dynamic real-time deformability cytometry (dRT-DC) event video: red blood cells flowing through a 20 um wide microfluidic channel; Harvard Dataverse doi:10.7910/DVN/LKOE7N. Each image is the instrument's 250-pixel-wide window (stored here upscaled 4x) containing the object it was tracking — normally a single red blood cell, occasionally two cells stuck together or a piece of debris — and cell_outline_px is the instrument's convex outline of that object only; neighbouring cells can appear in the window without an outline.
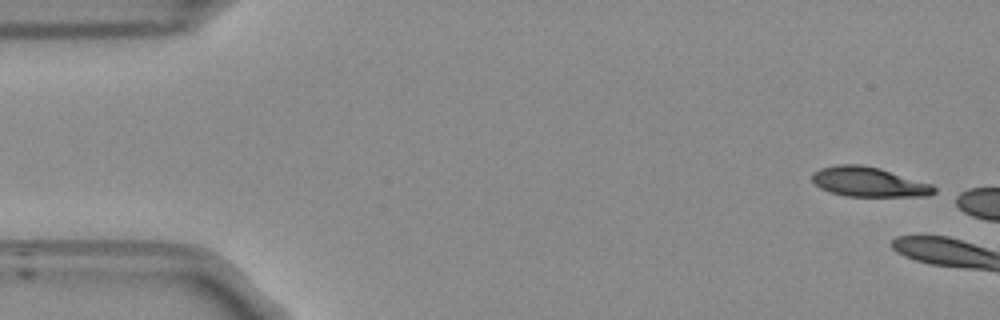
{"species": "Egyptian fruit bat (a non-hibernating species)", "species_latin": "Rousettus aegyptiacus", "temperature_condition": "room temperature", "stored_images_in_passage": 10, "camera_frame_rate_fps": 3000, "um_per_image_px": 0.085, "frame": {"image": 1, "passage_image": 1, "time_ms": 0.0, "image_size_px": [1000, 320], "cell_outline_px": [[936, 192], [928, 196], [848, 196], [828, 192], [820, 188], [812, 180], [812, 172], [820, 168], [836, 164], [860, 164], [880, 168], [932, 184], [936, 188]], "centroid_in_image_um": [73.83, 15.46], "position_along_channel_um": 11.2, "area_um2": 21.21}}